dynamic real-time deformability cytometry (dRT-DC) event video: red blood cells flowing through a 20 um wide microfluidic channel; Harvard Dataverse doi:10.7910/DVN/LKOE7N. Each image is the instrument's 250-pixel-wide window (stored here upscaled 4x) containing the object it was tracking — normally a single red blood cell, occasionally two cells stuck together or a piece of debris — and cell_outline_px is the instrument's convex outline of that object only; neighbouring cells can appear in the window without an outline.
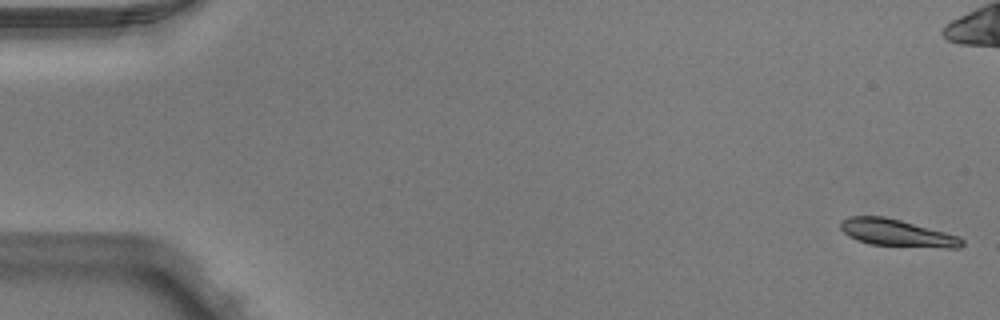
{"species": "Egyptian fruit bat (a non-hibernating species)", "species_latin": "Rousettus aegyptiacus", "temperature_condition": "warm", "stored_images_in_passage": 14, "camera_frame_rate_fps": 3000, "um_per_image_px": 0.085, "animal": {"sex": "male"}, "frame": {"image": 1, "passage_image": 1, "time_ms": 0.0, "image_size_px": [1000, 320], "cell_outline_px": [[964, 244], [960, 248], [944, 248], [868, 244], [856, 240], [848, 236], [840, 228], [840, 220], [848, 216], [884, 216], [900, 220], [960, 236], [964, 240]], "centroid_in_image_um": [76.23, 19.8], "position_along_channel_um": 8.8, "area_um2": 19.31}}